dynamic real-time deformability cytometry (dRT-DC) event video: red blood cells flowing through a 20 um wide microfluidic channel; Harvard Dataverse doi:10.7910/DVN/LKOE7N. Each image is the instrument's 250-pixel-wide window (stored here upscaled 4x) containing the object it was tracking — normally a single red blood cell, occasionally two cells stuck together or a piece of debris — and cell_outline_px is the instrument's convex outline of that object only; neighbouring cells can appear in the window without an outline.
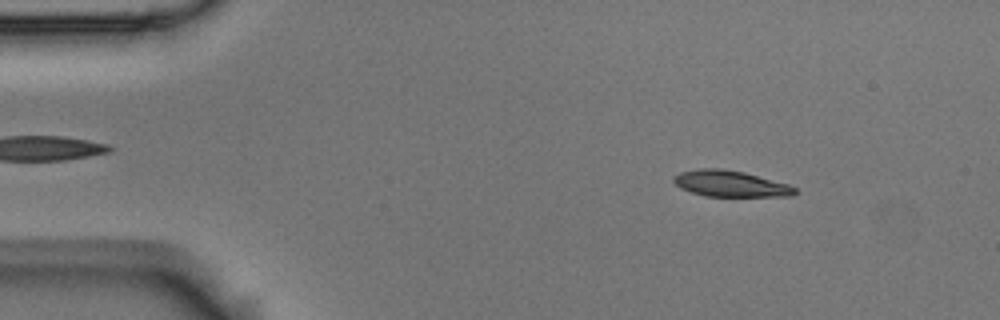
{"species": "Egyptian fruit bat (a non-hibernating species)", "species_latin": "Rousettus aegyptiacus", "temperature_condition": "room temperature", "stored_images_in_passage": 5, "segment_of_instrument_passage": [1, 2], "camera_frame_rate_fps": 3000, "um_per_image_px": 0.085, "animal": {"sex": "male"}, "frame": {"image": 1, "passage_image": 2, "time_ms": 0.333, "image_size_px": [1000, 320], "cell_outline_px": [[796, 192], [792, 196], [704, 196], [680, 188], [672, 180], [672, 176], [680, 172], [700, 168], [720, 168], [744, 172], [788, 184], [796, 188]], "centroid_in_image_um": [62.05, 15.61], "position_along_channel_um": 23.0, "area_um2": 18.44}}